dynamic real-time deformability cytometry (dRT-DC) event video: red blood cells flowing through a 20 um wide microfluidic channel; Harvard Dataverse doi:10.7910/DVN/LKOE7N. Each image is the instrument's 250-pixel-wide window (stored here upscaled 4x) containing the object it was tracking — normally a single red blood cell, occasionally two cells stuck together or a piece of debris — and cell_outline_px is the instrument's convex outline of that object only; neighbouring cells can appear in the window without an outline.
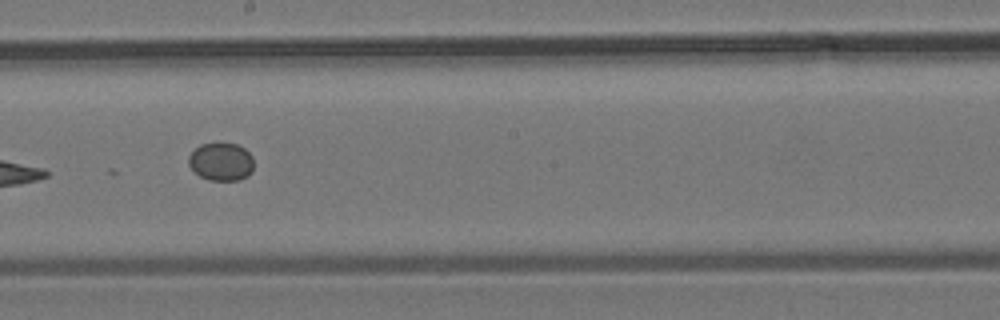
{"species": "common noctule bat (a hibernating species)", "species_latin": "Nyctalus noctula", "temperature_condition": "room temperature", "stored_images_in_passage": 8, "camera_frame_rate_fps": 3000, "um_per_image_px": 0.085, "animal": {"sex": "male", "body_mass_g": 19.2, "forearm_length_mm": 51.8}, "frame": {"image": 1, "passage_image": 8, "time_ms": 8.333, "image_size_px": [1000, 320], "cell_outline_px": [[252, 172], [248, 176], [240, 180], [208, 180], [200, 176], [188, 164], [188, 156], [200, 144], [236, 144], [244, 148], [252, 156]], "centroid_in_image_um": [18.8, 13.76], "position_along_channel_um": 229.4, "area_um2": 14.28}}